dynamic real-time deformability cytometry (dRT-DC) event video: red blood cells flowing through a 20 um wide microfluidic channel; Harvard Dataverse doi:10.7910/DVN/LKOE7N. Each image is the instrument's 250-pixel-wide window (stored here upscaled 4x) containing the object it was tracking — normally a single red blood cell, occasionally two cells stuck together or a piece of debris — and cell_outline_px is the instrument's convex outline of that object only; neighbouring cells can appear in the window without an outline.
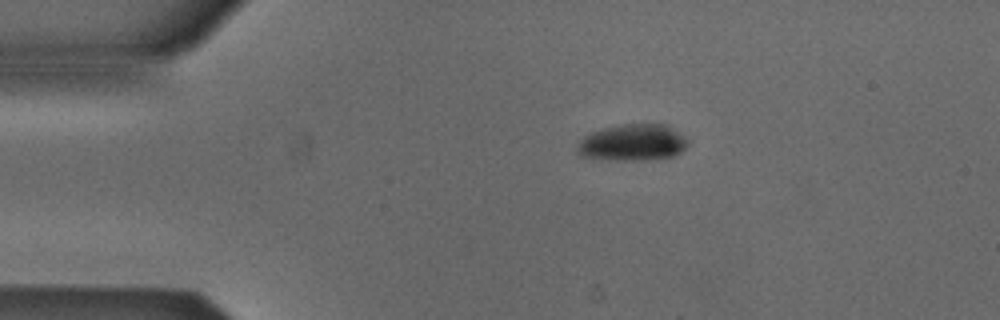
{"species": "Egyptian fruit bat (a non-hibernating species)", "species_latin": "Rousettus aegyptiacus", "temperature_condition": "cold", "stored_images_in_passage": 44, "camera_frame_rate_fps": 3000, "um_per_image_px": 0.085, "animal": {"sex": "male"}, "frame": {"image": 1, "passage_image": 1, "time_ms": 0.0, "image_size_px": [1000, 320], "cell_outline_px": [[688, 144], [676, 156], [656, 160], [608, 160], [580, 156], [576, 152], [576, 148], [580, 140], [584, 136], [592, 132], [604, 128], [624, 124], [664, 124], [672, 128], [684, 136], [688, 140]], "centroid_in_image_um": [53.77, 12.14], "position_along_channel_um": 31.2, "area_um2": 23.81}}
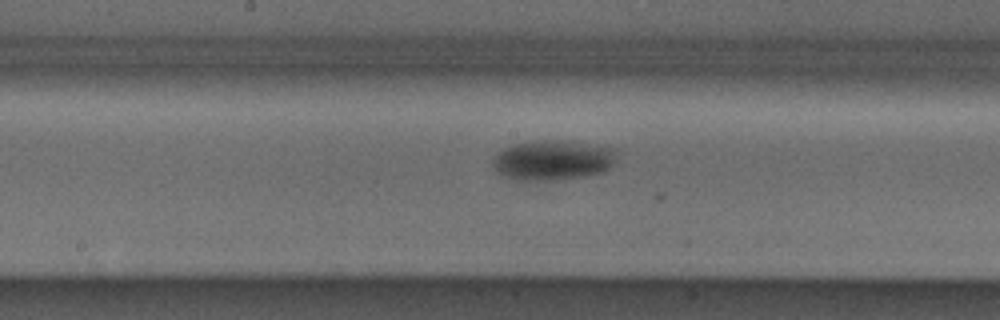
{"frame": {"image": 2, "passage_image": 18, "time_ms": 5.667, "image_size_px": [1000, 320], "cell_outline_px": [[616, 160], [604, 172], [588, 176], [556, 180], [516, 180], [504, 176], [496, 172], [492, 164], [492, 160], [496, 152], [512, 144], [536, 140], [572, 140], [616, 148]], "centroid_in_image_um": [46.99, 13.6], "position_along_channel_um": 201.2, "area_um2": 29.59}}
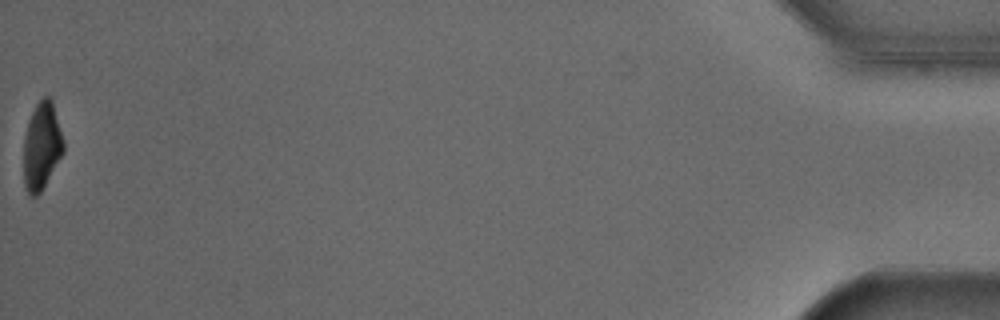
{"frame": {"image": 3, "passage_image": 44, "time_ms": 14.333, "image_size_px": [1000, 320], "cell_outline_px": [[64, 152], [40, 192], [36, 196], [28, 196], [24, 184], [24, 136], [28, 120], [36, 104], [44, 96], [48, 96], [52, 100], [64, 140]], "centroid_in_image_um": [3.54, 12.41], "position_along_channel_um": 431.7, "area_um2": 20.29}, "authors_computed_cell_mechanics": {"area_um2": 26.0678, "velocity_mm_per_s": 3.8777, "shape_relaxation_time_tau1_ms": 2.2326, "shape_relaxation_time_tau2_ms": null, "deformation_change_tau1": 0.1134, "deformation_change_tau2": null}}